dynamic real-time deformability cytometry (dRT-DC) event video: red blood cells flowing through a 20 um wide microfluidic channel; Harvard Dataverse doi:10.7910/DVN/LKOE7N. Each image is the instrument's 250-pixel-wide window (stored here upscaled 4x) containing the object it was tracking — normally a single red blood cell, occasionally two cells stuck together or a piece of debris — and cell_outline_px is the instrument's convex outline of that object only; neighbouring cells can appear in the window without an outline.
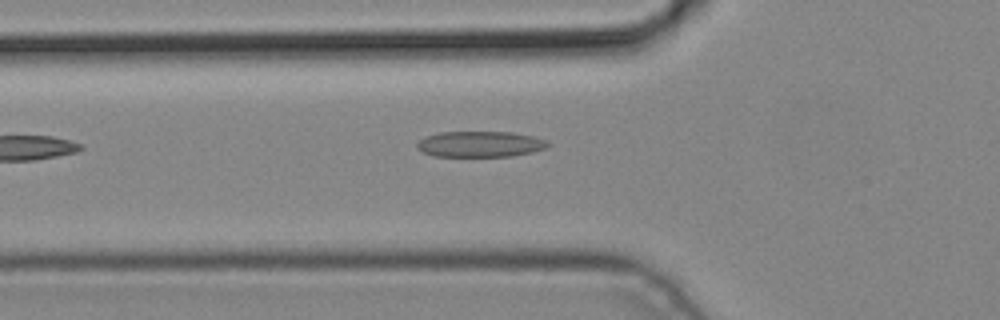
{"species": "common noctule bat (a hibernating species)", "species_latin": "Nyctalus noctula", "temperature_condition": "cold", "stored_images_in_passage": 5, "camera_frame_rate_fps": 3000, "um_per_image_px": 0.085, "animal": {"sex": "male", "body_mass_g": 19.2, "forearm_length_mm": 51.8}, "frame": {"image": 1, "passage_image": 5, "time_ms": 1.333, "image_size_px": [1000, 320], "cell_outline_px": [[548, 148], [532, 152], [512, 156], [432, 156], [416, 148], [416, 144], [420, 140], [428, 136], [440, 132], [512, 132], [532, 136], [548, 140]], "centroid_in_image_um": [40.83, 12.25], "position_along_channel_um": 85.0, "area_um2": 19.65}}